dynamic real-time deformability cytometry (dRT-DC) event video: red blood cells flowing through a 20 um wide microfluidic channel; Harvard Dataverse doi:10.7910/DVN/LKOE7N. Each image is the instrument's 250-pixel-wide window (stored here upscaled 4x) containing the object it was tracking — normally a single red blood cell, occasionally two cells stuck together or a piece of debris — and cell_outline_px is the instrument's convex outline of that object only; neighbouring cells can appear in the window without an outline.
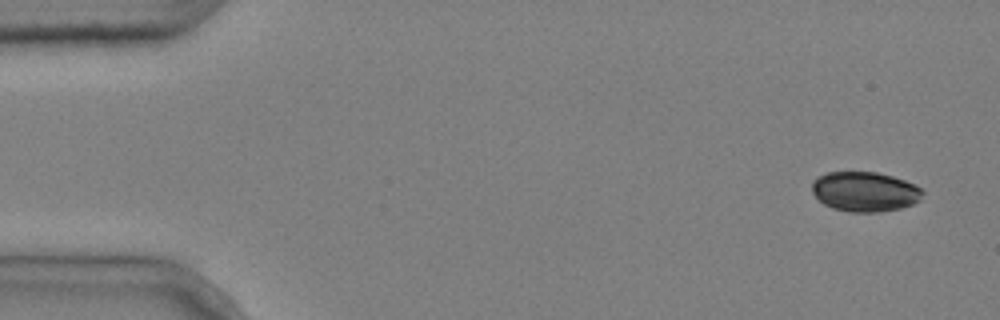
{"species": "common noctule bat (a hibernating species)", "species_latin": "Nyctalus noctula", "temperature_condition": "cold", "stored_images_in_passage": 7, "camera_frame_rate_fps": 3000, "um_per_image_px": 0.085, "animal": {"sex": "male", "body_mass_g": 20.4}, "frame": {"image": 1, "passage_image": 1, "time_ms": 0.0, "image_size_px": [1000, 320], "cell_outline_px": [[924, 192], [920, 200], [912, 204], [900, 208], [880, 212], [852, 212], [832, 208], [824, 204], [812, 192], [812, 180], [816, 176], [828, 172], [876, 172], [892, 176], [916, 184]], "centroid_in_image_um": [73.5, 16.28], "position_along_channel_um": 11.5, "area_um2": 25.78}}
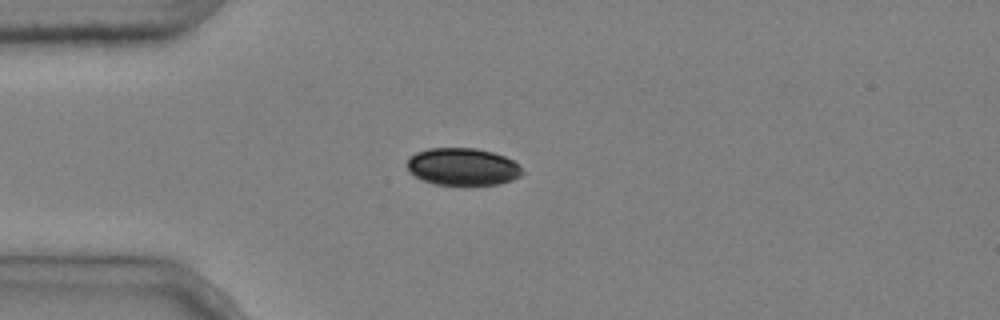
{"frame": {"image": 2, "passage_image": 4, "time_ms": 1.0, "image_size_px": [1000, 320], "cell_outline_px": [[524, 172], [520, 176], [512, 180], [496, 184], [436, 184], [424, 180], [416, 176], [408, 168], [408, 156], [416, 152], [428, 148], [476, 148], [492, 152], [504, 156], [512, 160]], "centroid_in_image_um": [39.32, 14.15], "position_along_channel_um": 45.7, "area_um2": 24.68}}